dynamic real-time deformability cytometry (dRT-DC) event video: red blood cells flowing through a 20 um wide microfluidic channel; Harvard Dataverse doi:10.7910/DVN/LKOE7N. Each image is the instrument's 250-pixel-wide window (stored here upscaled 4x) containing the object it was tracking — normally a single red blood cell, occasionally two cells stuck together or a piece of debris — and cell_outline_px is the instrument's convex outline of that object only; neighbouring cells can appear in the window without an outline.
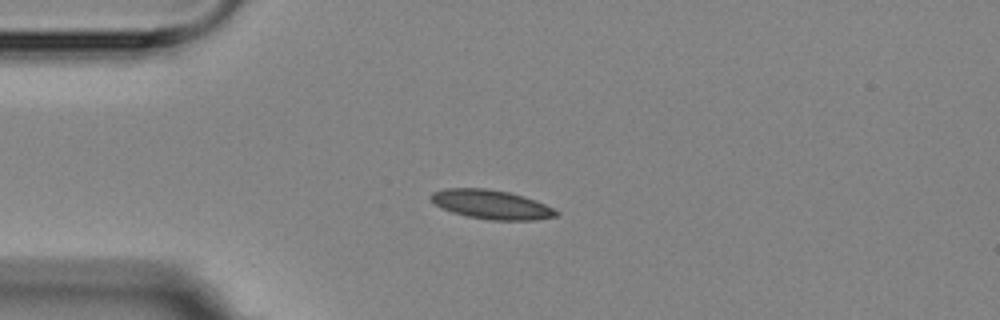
{"species": "Egyptian fruit bat (a non-hibernating species)", "species_latin": "Rousettus aegyptiacus", "temperature_condition": "room temperature", "stored_images_in_passage": 5, "camera_frame_rate_fps": 3000, "um_per_image_px": 0.085, "animal": {"sex": "female"}, "frame": {"image": 1, "passage_image": 1, "time_ms": 0.0, "image_size_px": [1000, 320], "cell_outline_px": [[560, 212], [556, 216], [536, 220], [492, 220], [468, 216], [452, 212], [436, 204], [428, 196], [432, 192], [444, 188], [484, 188], [508, 192], [524, 196], [536, 200]], "centroid_in_image_um": [41.77, 17.37], "position_along_channel_um": 43.2, "area_um2": 21.1}}
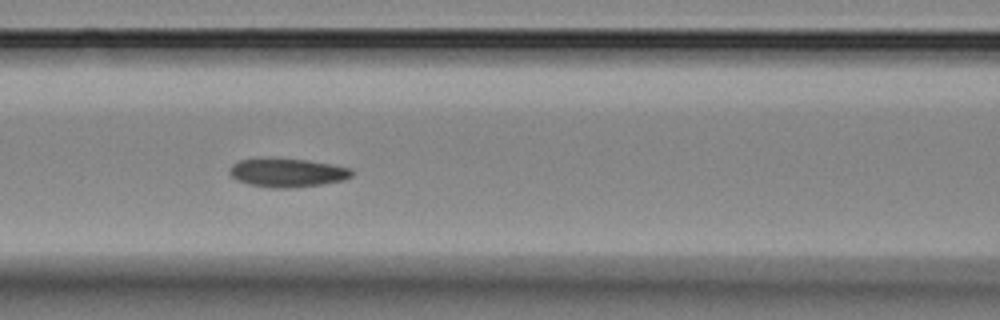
{"frame": {"image": 2, "passage_image": 4, "time_ms": 3.333, "image_size_px": [1000, 320], "cell_outline_px": [[356, 172], [352, 176], [344, 180], [320, 184], [292, 188], [272, 188], [248, 184], [236, 180], [228, 172], [228, 168], [232, 164], [240, 160], [308, 160], [332, 164], [352, 168]], "centroid_in_image_um": [24.47, 14.7], "position_along_channel_um": 142.1, "area_um2": 20.11}}
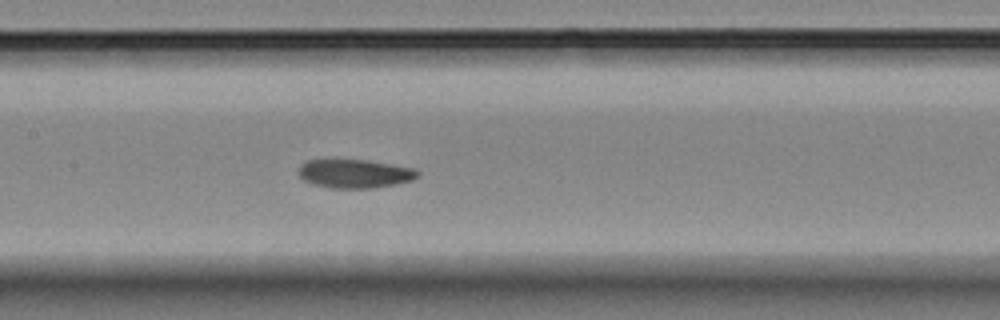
{"frame": {"image": 3, "passage_image": 5, "time_ms": 4.333, "image_size_px": [1000, 320], "cell_outline_px": [[420, 176], [412, 180], [372, 188], [332, 188], [312, 184], [304, 180], [300, 176], [300, 164], [308, 160], [364, 160], [416, 168], [420, 172]], "centroid_in_image_um": [30.17, 14.76], "position_along_channel_um": 177.2, "area_um2": 19.71}}